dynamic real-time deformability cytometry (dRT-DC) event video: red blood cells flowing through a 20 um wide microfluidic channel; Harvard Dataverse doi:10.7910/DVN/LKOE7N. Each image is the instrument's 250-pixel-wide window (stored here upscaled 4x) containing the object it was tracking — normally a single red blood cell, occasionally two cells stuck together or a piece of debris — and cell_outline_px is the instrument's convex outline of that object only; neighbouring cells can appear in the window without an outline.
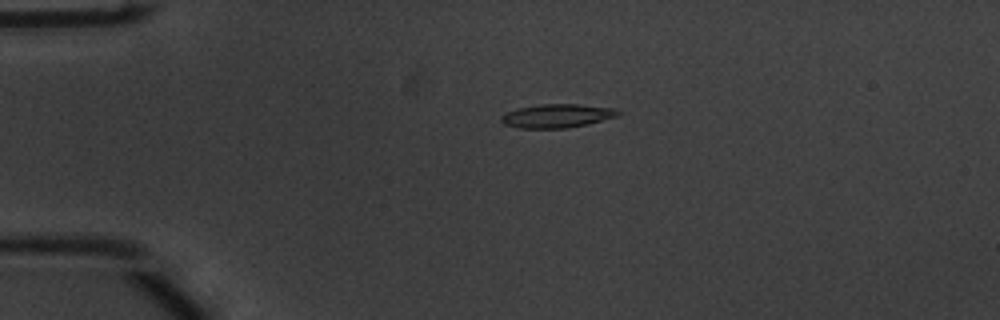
{"species": "common noctule bat (a hibernating species)", "species_latin": "Nyctalus noctula", "temperature_condition": "warm", "stored_images_in_passage": 47, "camera_frame_rate_fps": 3000, "um_per_image_px": 0.085, "animal": {"sex": "male", "body_mass_g": 20.1, "forearm_length_mm": 53.5}, "frame": {"image": 1, "passage_image": 6, "time_ms": 1.667, "image_size_px": [1000, 320], "cell_outline_px": [[620, 112], [616, 116], [588, 124], [568, 128], [520, 128], [504, 124], [500, 120], [500, 116], [508, 112], [520, 108], [540, 104], [576, 104], [616, 108]], "centroid_in_image_um": [47.34, 9.85], "position_along_channel_um": 37.7, "area_um2": 15.95}}
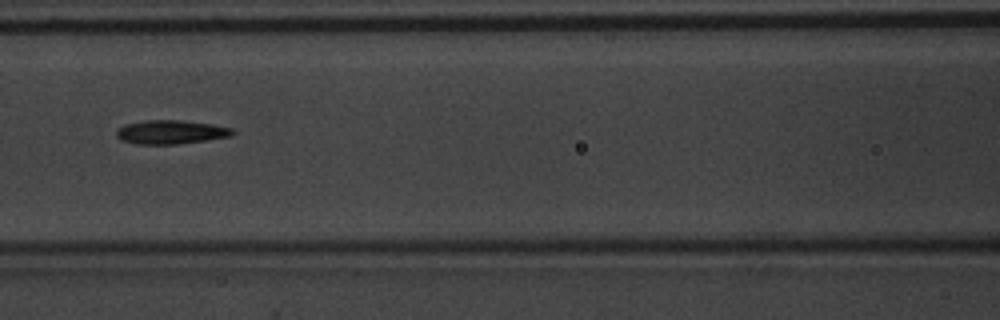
{"frame": {"image": 2, "passage_image": 18, "time_ms": 5.667, "image_size_px": [1000, 320], "cell_outline_px": [[236, 132], [232, 136], [208, 140], [176, 144], [136, 144], [120, 140], [116, 136], [116, 132], [124, 124], [144, 120], [184, 120], [212, 124], [232, 128]], "centroid_in_image_um": [14.54, 11.22], "position_along_channel_um": 152.1, "area_um2": 16.3}}
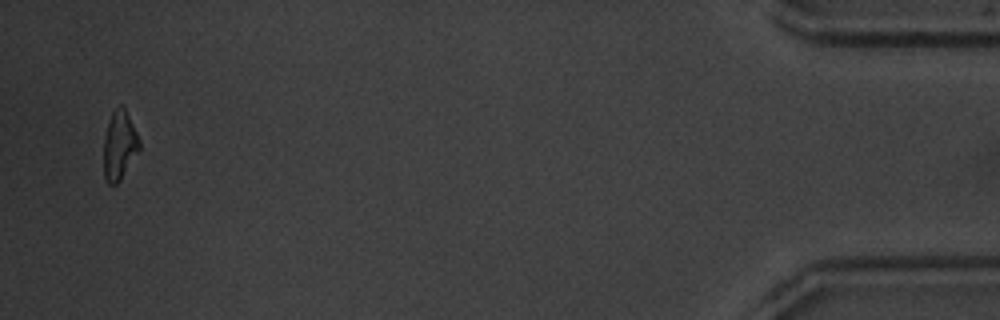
{"frame": {"image": 3, "passage_image": 46, "time_ms": 15.0, "image_size_px": [1000, 320], "cell_outline_px": [[140, 152], [120, 180], [116, 184], [108, 184], [104, 176], [104, 136], [108, 120], [112, 112], [120, 104], [124, 104], [140, 140]], "centroid_in_image_um": [10.17, 12.33], "position_along_channel_um": 425.0, "area_um2": 14.68}, "authors_computed_cell_mechanics": {"area_um2": 15.4326, "velocity_mm_per_s": 3.7831, "shape_relaxation_time_tau1_ms": 4.5861, "shape_relaxation_time_tau2_ms": 9.4676, "deformation_change_tau1": 0.1773, "deformation_change_tau2": 0.2394}}